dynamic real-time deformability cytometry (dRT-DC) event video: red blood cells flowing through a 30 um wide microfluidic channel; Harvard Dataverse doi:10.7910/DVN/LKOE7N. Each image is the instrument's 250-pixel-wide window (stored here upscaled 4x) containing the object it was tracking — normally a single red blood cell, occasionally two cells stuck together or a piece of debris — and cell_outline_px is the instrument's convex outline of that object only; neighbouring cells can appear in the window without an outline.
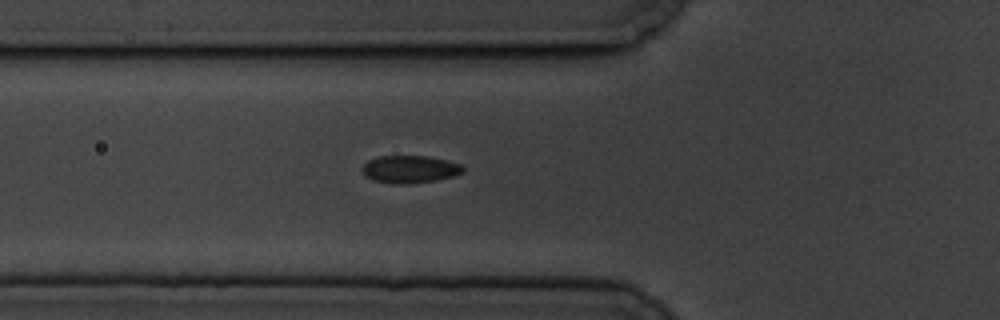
{"species": "common noctule bat (a hibernating species)", "species_latin": "Nyctalus noctula", "temperature_condition": "cold", "stored_images_in_passage": 2, "camera_frame_rate_fps": 3000, "um_per_image_px": 0.085, "animal": {"sex": "male", "body_mass_g": 19.5, "forearm_length_mm": 54.6}, "frame": {"image": 1, "passage_image": 2, "time_ms": 1.0, "image_size_px": [1000, 320], "cell_outline_px": [[464, 172], [456, 176], [436, 180], [408, 184], [392, 184], [372, 180], [364, 176], [360, 168], [368, 160], [380, 156], [428, 156], [460, 164], [464, 168]], "centroid_in_image_um": [34.8, 14.4], "position_along_channel_um": 91.0, "area_um2": 16.36}}